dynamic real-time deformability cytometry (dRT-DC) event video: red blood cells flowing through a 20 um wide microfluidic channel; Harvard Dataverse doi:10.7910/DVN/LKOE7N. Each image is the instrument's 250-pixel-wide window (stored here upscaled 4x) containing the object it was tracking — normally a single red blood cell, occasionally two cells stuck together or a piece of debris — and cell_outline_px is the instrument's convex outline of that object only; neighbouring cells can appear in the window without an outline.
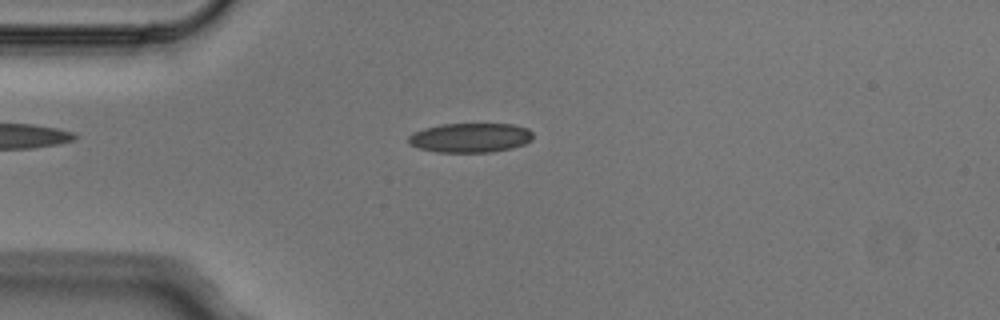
{"species": "Egyptian fruit bat (a non-hibernating species)", "species_latin": "Rousettus aegyptiacus", "temperature_condition": "cold", "stored_images_in_passage": 2, "camera_frame_rate_fps": 3000, "um_per_image_px": 0.085, "animal": {"sex": "male"}, "frame": {"image": 1, "passage_image": 2, "time_ms": 0.333, "image_size_px": [1000, 320], "cell_outline_px": [[532, 140], [524, 144], [512, 148], [492, 152], [436, 152], [420, 148], [408, 144], [408, 136], [412, 132], [424, 128], [440, 124], [512, 124], [528, 128], [532, 132]], "centroid_in_image_um": [39.96, 11.7], "position_along_channel_um": 45.0, "area_um2": 21.5}}